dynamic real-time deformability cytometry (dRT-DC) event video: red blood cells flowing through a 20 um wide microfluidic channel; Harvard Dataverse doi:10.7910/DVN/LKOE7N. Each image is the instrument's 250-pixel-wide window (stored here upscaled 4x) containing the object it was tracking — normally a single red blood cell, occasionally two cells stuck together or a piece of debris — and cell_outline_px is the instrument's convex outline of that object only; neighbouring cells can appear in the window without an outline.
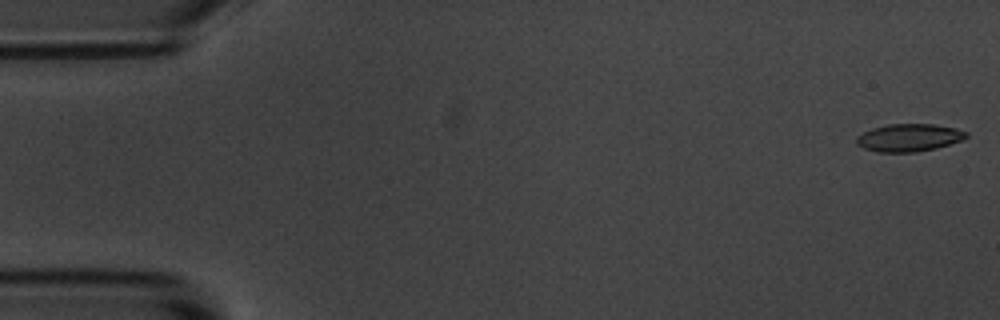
{"species": "common noctule bat (a hibernating species)", "species_latin": "Nyctalus noctula", "temperature_condition": "room temperature", "stored_images_in_passage": 54, "camera_frame_rate_fps": 3000, "um_per_image_px": 0.085, "animal": {"sex": "male", "body_mass_g": 20.1, "forearm_length_mm": 53.5}, "frame": {"image": 1, "passage_image": 1, "time_ms": 0.0, "image_size_px": [1000, 320], "cell_outline_px": [[968, 136], [960, 140], [936, 148], [916, 152], [876, 152], [864, 148], [856, 144], [856, 136], [872, 128], [888, 124], [932, 124], [956, 128], [968, 132]], "centroid_in_image_um": [77.23, 11.7], "position_along_channel_um": 7.8, "area_um2": 17.63}}
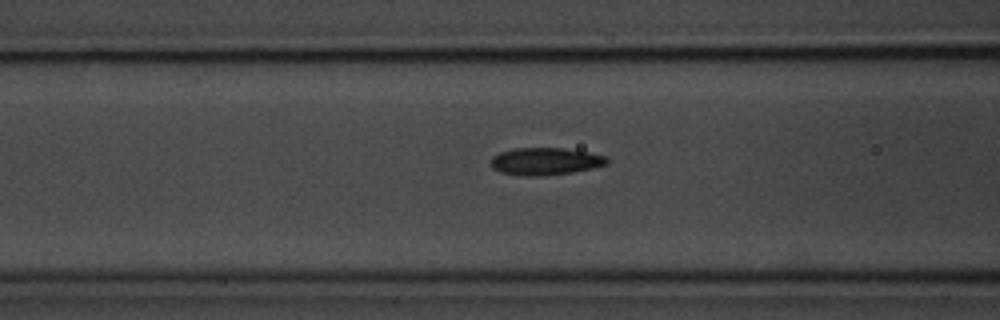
{"frame": {"image": 2, "passage_image": 21, "time_ms": 6.667, "image_size_px": [1000, 320], "cell_outline_px": [[608, 164], [592, 168], [572, 172], [536, 176], [524, 176], [500, 172], [492, 168], [492, 156], [500, 152], [512, 148], [560, 148], [584, 152], [604, 156], [608, 160]], "centroid_in_image_um": [46.3, 13.71], "position_along_channel_um": 120.3, "area_um2": 18.21}}
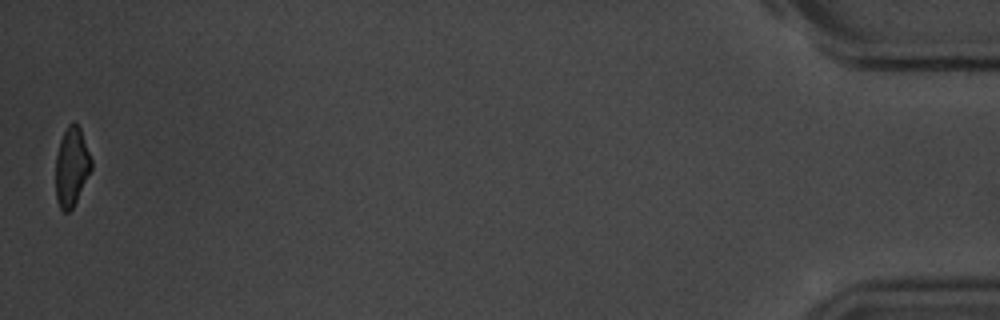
{"frame": {"image": 3, "passage_image": 54, "time_ms": 17.667, "image_size_px": [1000, 320], "cell_outline_px": [[92, 168], [72, 208], [68, 212], [64, 212], [60, 208], [56, 200], [56, 156], [60, 140], [68, 124], [72, 120], [76, 120], [80, 128], [92, 160]], "centroid_in_image_um": [6.08, 14.13], "position_along_channel_um": 429.1, "area_um2": 16.36}, "authors_computed_cell_mechanics": {"area_um2": 17.9469, "velocity_mm_per_s": 3.6673, "shape_relaxation_time_tau1_ms": 2.6098, "shape_relaxation_time_tau2_ms": 2.0822, "deformation_change_tau1": 0.1175, "deformation_change_tau2": 0.0818}}